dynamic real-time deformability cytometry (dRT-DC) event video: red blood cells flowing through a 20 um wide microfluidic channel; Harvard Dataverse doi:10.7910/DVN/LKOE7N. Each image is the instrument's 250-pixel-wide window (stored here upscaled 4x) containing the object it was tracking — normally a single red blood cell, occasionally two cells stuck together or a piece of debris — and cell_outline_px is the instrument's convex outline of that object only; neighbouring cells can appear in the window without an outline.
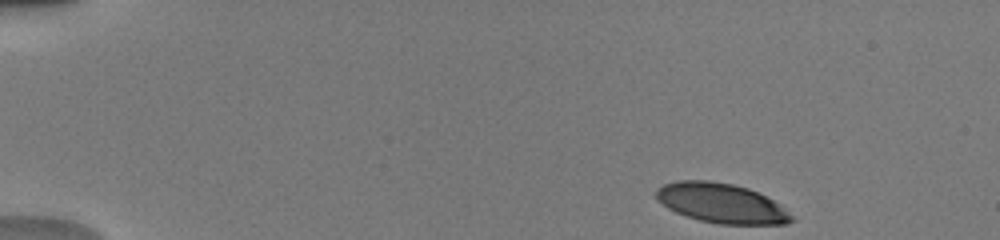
{"species": "human", "species_latin": "Homo sapiens", "temperature_condition": "warm", "stored_images_in_passage": 50, "camera_frame_rate_fps": 3000, "um_per_image_px": 0.085, "donor": {"sex": "male"}, "frame": {"image": 1, "passage_image": 1, "time_ms": 0.0, "image_size_px": [1000, 240], "cell_outline_px": [[796, 220], [788, 224], [716, 224], [700, 220], [676, 212], [668, 208], [656, 196], [656, 188], [664, 184], [676, 180], [708, 180], [732, 184], [748, 188], [780, 204]], "centroid_in_image_um": [61.33, 17.27], "position_along_channel_um": 23.7, "area_um2": 31.1}}
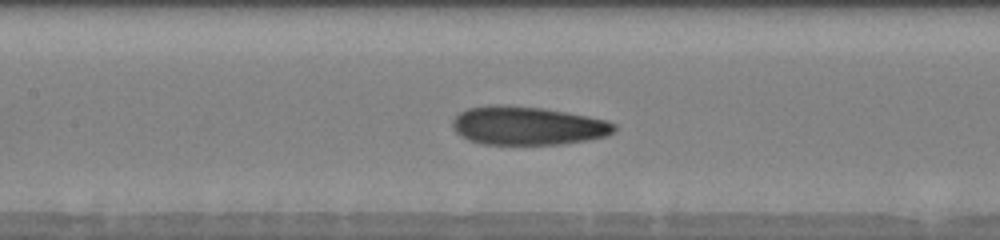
{"frame": {"image": 2, "passage_image": 25, "time_ms": 6.333, "image_size_px": [1000, 240], "cell_outline_px": [[616, 128], [612, 132], [604, 136], [584, 140], [560, 144], [480, 144], [468, 140], [460, 136], [452, 128], [452, 120], [460, 112], [468, 108], [488, 104], [504, 104], [544, 108], [604, 120], [616, 124]], "centroid_in_image_um": [44.75, 10.68], "position_along_channel_um": 162.7, "area_um2": 36.18}}
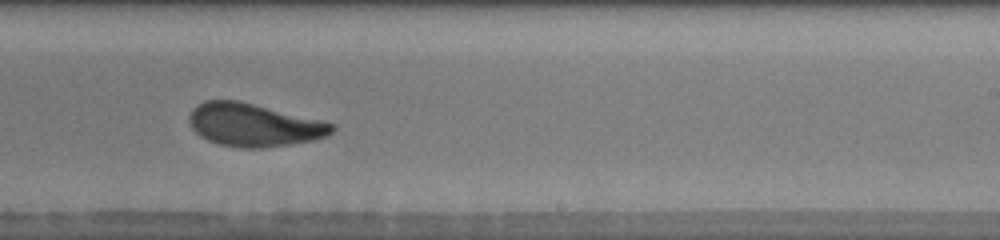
{"frame": {"image": 3, "passage_image": 32, "time_ms": 9.0, "image_size_px": [1000, 240], "cell_outline_px": [[336, 128], [328, 136], [312, 140], [288, 144], [260, 148], [240, 148], [216, 144], [200, 136], [192, 128], [188, 120], [188, 116], [192, 108], [196, 104], [204, 100], [240, 100], [336, 124]], "centroid_in_image_um": [21.54, 10.61], "position_along_channel_um": 267.5, "area_um2": 35.95}, "authors_computed_cell_mechanics": {"area_um2": 34.68, "velocity_mm_per_s": 3.9464, "shape_relaxation_time_tau1_ms": 3.3663, "shape_relaxation_time_tau2_ms": 1.0623, "deformation_change_tau1": 0.1779, "deformation_change_tau2": 0.0822}}